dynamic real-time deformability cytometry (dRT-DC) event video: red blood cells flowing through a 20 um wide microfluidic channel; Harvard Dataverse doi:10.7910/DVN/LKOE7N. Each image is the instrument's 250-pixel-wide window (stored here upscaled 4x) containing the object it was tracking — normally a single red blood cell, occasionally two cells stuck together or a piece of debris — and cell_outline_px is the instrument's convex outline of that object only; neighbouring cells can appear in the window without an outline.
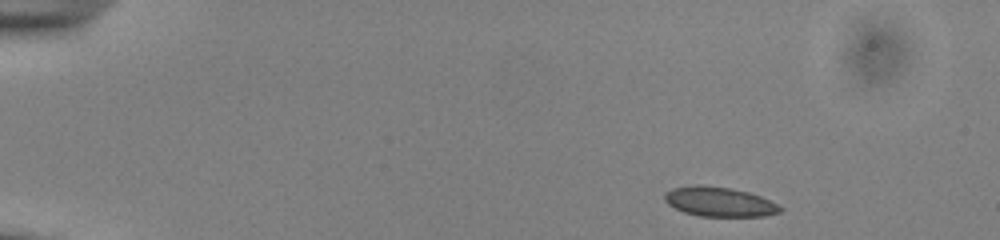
{"species": "common noctule bat (a hibernating species)", "species_latin": "Nyctalus noctula", "temperature_condition": "cold", "stored_images_in_passage": 47, "camera_frame_rate_fps": 3000, "um_per_image_px": 0.085, "animal": {"sex": "male", "body_mass_g": 13.0, "forearm_length_mm": 53.1}, "frame": {"image": 1, "passage_image": 1, "time_ms": 0.0, "image_size_px": [1000, 240], "cell_outline_px": [[784, 208], [780, 212], [764, 216], [700, 216], [684, 212], [668, 204], [664, 200], [664, 192], [672, 188], [692, 184], [700, 184], [732, 188], [748, 192], [760, 196]], "centroid_in_image_um": [61.1, 17.13], "position_along_channel_um": 23.9, "area_um2": 20.0}}
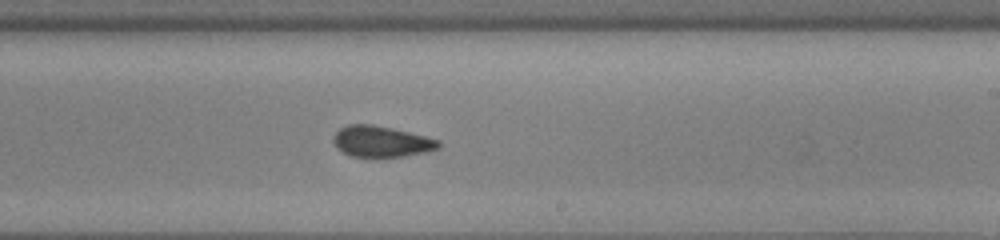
{"frame": {"image": 2, "passage_image": 27, "time_ms": 8.667, "image_size_px": [1000, 240], "cell_outline_px": [[440, 148], [424, 152], [404, 156], [380, 160], [352, 156], [336, 148], [332, 140], [332, 136], [340, 128], [348, 124], [372, 124], [392, 128], [440, 140]], "centroid_in_image_um": [32.37, 12.06], "position_along_channel_um": 256.6, "area_um2": 19.59}}
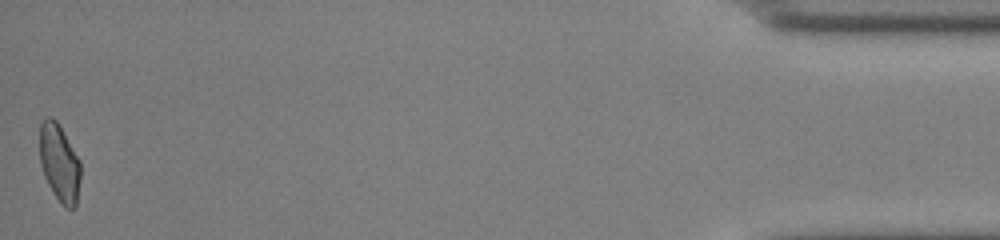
{"frame": {"image": 3, "passage_image": 47, "time_ms": 15.333, "image_size_px": [1000, 240], "cell_outline_px": [[80, 180], [76, 208], [64, 208], [60, 204], [48, 184], [44, 176], [40, 164], [40, 124], [44, 116], [52, 116], [60, 124], [80, 160]], "centroid_in_image_um": [5.05, 13.83], "position_along_channel_um": 430.1, "area_um2": 18.9}, "authors_computed_cell_mechanics": {"area_um2": 19.363, "velocity_mm_per_s": 3.8742, "shape_relaxation_time_tau1_ms": 9.3614, "shape_relaxation_time_tau2_ms": 1.3784, "deformation_change_tau1": 0.1622, "deformation_change_tau2": 0.052}}